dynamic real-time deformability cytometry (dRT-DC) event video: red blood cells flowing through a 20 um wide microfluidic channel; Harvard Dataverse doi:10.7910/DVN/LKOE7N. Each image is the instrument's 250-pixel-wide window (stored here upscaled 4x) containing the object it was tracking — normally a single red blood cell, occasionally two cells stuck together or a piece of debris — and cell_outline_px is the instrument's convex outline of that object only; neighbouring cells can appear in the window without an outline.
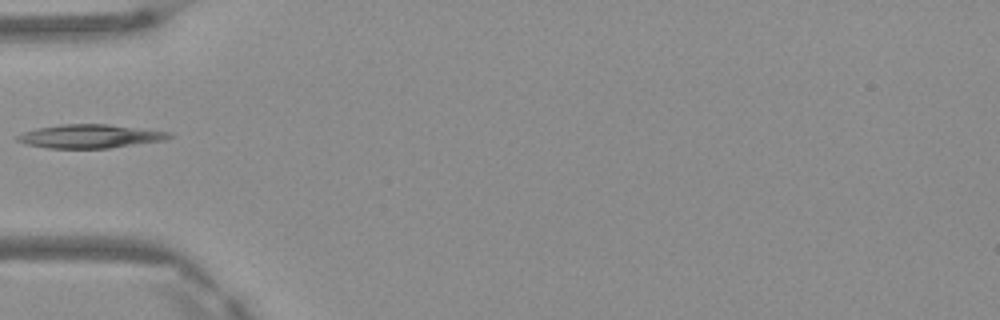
{"species": "Egyptian fruit bat (a non-hibernating species)", "species_latin": "Rousettus aegyptiacus", "temperature_condition": "warm", "stored_images_in_passage": 1, "camera_frame_rate_fps": 3000, "um_per_image_px": 0.085, "frame": {"image": 1, "passage_image": 1, "time_ms": 0.0, "image_size_px": [1000, 320], "cell_outline_px": [[176, 136], [164, 140], [108, 148], [48, 148], [28, 144], [16, 140], [12, 136], [36, 128], [60, 124], [108, 124], [172, 132]], "centroid_in_image_um": [7.66, 11.57], "position_along_channel_um": 77.3, "area_um2": 20.98}}